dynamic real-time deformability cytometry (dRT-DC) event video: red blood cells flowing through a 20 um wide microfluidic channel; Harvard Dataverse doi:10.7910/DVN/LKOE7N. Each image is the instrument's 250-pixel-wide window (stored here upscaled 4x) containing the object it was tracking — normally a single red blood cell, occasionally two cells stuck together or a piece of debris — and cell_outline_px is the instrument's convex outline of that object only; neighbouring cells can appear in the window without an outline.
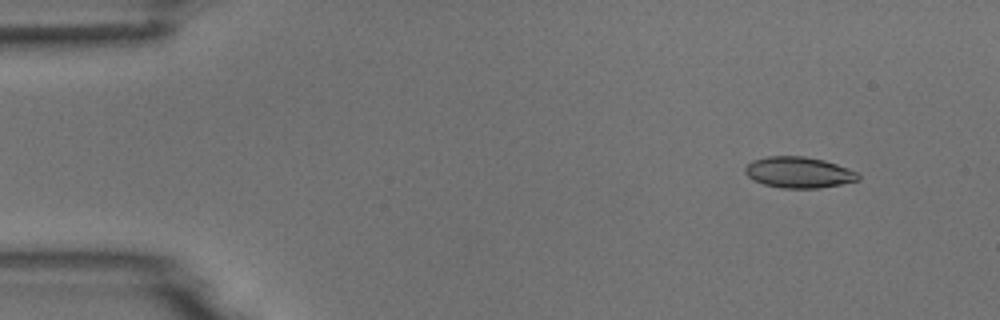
{"species": "common noctule bat (a hibernating species)", "species_latin": "Nyctalus noctula", "temperature_condition": "room temperature", "stored_images_in_passage": 5, "camera_frame_rate_fps": 3000, "um_per_image_px": 0.085, "animal": {"sex": "male", "body_mass_g": 18.8}, "frame": {"image": 1, "passage_image": 2, "time_ms": 1.333, "image_size_px": [1000, 320], "cell_outline_px": [[860, 180], [820, 188], [780, 188], [764, 184], [752, 180], [744, 172], [744, 168], [752, 160], [768, 156], [804, 156], [824, 160], [860, 172]], "centroid_in_image_um": [67.9, 14.65], "position_along_channel_um": 17.1, "area_um2": 20.63}}
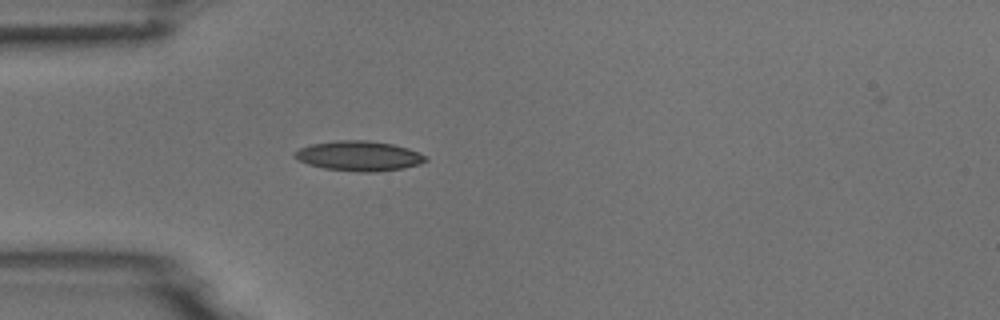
{"frame": {"image": 2, "passage_image": 5, "time_ms": 4.667, "image_size_px": [1000, 320], "cell_outline_px": [[428, 160], [420, 164], [404, 168], [376, 172], [364, 172], [324, 168], [308, 164], [292, 156], [292, 152], [308, 144], [336, 140], [368, 140], [392, 144], [408, 148], [428, 156]], "centroid_in_image_um": [30.51, 13.24], "position_along_channel_um": 54.5, "area_um2": 23.0}}